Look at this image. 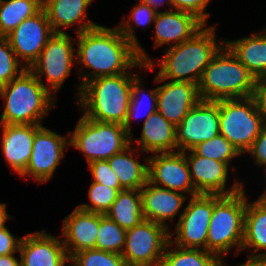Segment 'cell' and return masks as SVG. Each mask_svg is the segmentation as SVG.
I'll list each match as a JSON object with an SVG mask.
<instances>
[{
    "mask_svg": "<svg viewBox=\"0 0 266 266\" xmlns=\"http://www.w3.org/2000/svg\"><path fill=\"white\" fill-rule=\"evenodd\" d=\"M76 62L83 67L92 69L80 71L81 82L77 88L78 98L82 86L95 78L133 73V67L146 69L147 65L140 62L137 47L130 43L119 31L98 25L77 35ZM143 67V68H142Z\"/></svg>",
    "mask_w": 266,
    "mask_h": 266,
    "instance_id": "obj_1",
    "label": "cell"
},
{
    "mask_svg": "<svg viewBox=\"0 0 266 266\" xmlns=\"http://www.w3.org/2000/svg\"><path fill=\"white\" fill-rule=\"evenodd\" d=\"M215 28V26H204L191 39L168 47L163 59L157 63L160 65L157 75L162 80L199 85L205 68L224 45L223 40L221 45L217 43Z\"/></svg>",
    "mask_w": 266,
    "mask_h": 266,
    "instance_id": "obj_2",
    "label": "cell"
},
{
    "mask_svg": "<svg viewBox=\"0 0 266 266\" xmlns=\"http://www.w3.org/2000/svg\"><path fill=\"white\" fill-rule=\"evenodd\" d=\"M140 74L123 73L98 77L82 86L77 98L83 116L99 121L124 125L130 99L133 80ZM83 107V108H82Z\"/></svg>",
    "mask_w": 266,
    "mask_h": 266,
    "instance_id": "obj_3",
    "label": "cell"
},
{
    "mask_svg": "<svg viewBox=\"0 0 266 266\" xmlns=\"http://www.w3.org/2000/svg\"><path fill=\"white\" fill-rule=\"evenodd\" d=\"M44 85L26 69L0 86V97L5 100L0 124L42 125L43 118L55 105L53 94Z\"/></svg>",
    "mask_w": 266,
    "mask_h": 266,
    "instance_id": "obj_4",
    "label": "cell"
},
{
    "mask_svg": "<svg viewBox=\"0 0 266 266\" xmlns=\"http://www.w3.org/2000/svg\"><path fill=\"white\" fill-rule=\"evenodd\" d=\"M257 82L224 44L205 68L198 93L202 100L247 98L255 95Z\"/></svg>",
    "mask_w": 266,
    "mask_h": 266,
    "instance_id": "obj_5",
    "label": "cell"
},
{
    "mask_svg": "<svg viewBox=\"0 0 266 266\" xmlns=\"http://www.w3.org/2000/svg\"><path fill=\"white\" fill-rule=\"evenodd\" d=\"M246 192L221 196L213 194V213L207 236V251L219 259L236 247L241 251L244 235Z\"/></svg>",
    "mask_w": 266,
    "mask_h": 266,
    "instance_id": "obj_6",
    "label": "cell"
},
{
    "mask_svg": "<svg viewBox=\"0 0 266 266\" xmlns=\"http://www.w3.org/2000/svg\"><path fill=\"white\" fill-rule=\"evenodd\" d=\"M266 126L254 96L219 100V132L242 155Z\"/></svg>",
    "mask_w": 266,
    "mask_h": 266,
    "instance_id": "obj_7",
    "label": "cell"
},
{
    "mask_svg": "<svg viewBox=\"0 0 266 266\" xmlns=\"http://www.w3.org/2000/svg\"><path fill=\"white\" fill-rule=\"evenodd\" d=\"M68 135L70 145L85 155L88 164L108 160L131 144V135L122 124L99 122L84 116Z\"/></svg>",
    "mask_w": 266,
    "mask_h": 266,
    "instance_id": "obj_8",
    "label": "cell"
},
{
    "mask_svg": "<svg viewBox=\"0 0 266 266\" xmlns=\"http://www.w3.org/2000/svg\"><path fill=\"white\" fill-rule=\"evenodd\" d=\"M72 37L67 33H54L29 70L43 83L42 76L50 85H44L50 93H57L72 71L76 60ZM52 91V92H51Z\"/></svg>",
    "mask_w": 266,
    "mask_h": 266,
    "instance_id": "obj_9",
    "label": "cell"
},
{
    "mask_svg": "<svg viewBox=\"0 0 266 266\" xmlns=\"http://www.w3.org/2000/svg\"><path fill=\"white\" fill-rule=\"evenodd\" d=\"M213 213V194L191 196L187 206L175 226L173 245L181 248L203 249L207 251V236Z\"/></svg>",
    "mask_w": 266,
    "mask_h": 266,
    "instance_id": "obj_10",
    "label": "cell"
},
{
    "mask_svg": "<svg viewBox=\"0 0 266 266\" xmlns=\"http://www.w3.org/2000/svg\"><path fill=\"white\" fill-rule=\"evenodd\" d=\"M170 232L163 225L143 220L126 231L125 247L121 253L125 262L159 266Z\"/></svg>",
    "mask_w": 266,
    "mask_h": 266,
    "instance_id": "obj_11",
    "label": "cell"
},
{
    "mask_svg": "<svg viewBox=\"0 0 266 266\" xmlns=\"http://www.w3.org/2000/svg\"><path fill=\"white\" fill-rule=\"evenodd\" d=\"M219 132V100H200L176 126L177 150L186 152Z\"/></svg>",
    "mask_w": 266,
    "mask_h": 266,
    "instance_id": "obj_12",
    "label": "cell"
},
{
    "mask_svg": "<svg viewBox=\"0 0 266 266\" xmlns=\"http://www.w3.org/2000/svg\"><path fill=\"white\" fill-rule=\"evenodd\" d=\"M145 162L148 164V181L151 184L172 191H182L183 194L189 193L190 197L198 194L183 151L155 153Z\"/></svg>",
    "mask_w": 266,
    "mask_h": 266,
    "instance_id": "obj_13",
    "label": "cell"
},
{
    "mask_svg": "<svg viewBox=\"0 0 266 266\" xmlns=\"http://www.w3.org/2000/svg\"><path fill=\"white\" fill-rule=\"evenodd\" d=\"M68 139L42 125L35 133L29 163L21 176H32L38 183L49 181L70 145Z\"/></svg>",
    "mask_w": 266,
    "mask_h": 266,
    "instance_id": "obj_14",
    "label": "cell"
},
{
    "mask_svg": "<svg viewBox=\"0 0 266 266\" xmlns=\"http://www.w3.org/2000/svg\"><path fill=\"white\" fill-rule=\"evenodd\" d=\"M54 34L43 9L33 17L25 19L7 36L16 57L23 60L26 69L37 60L50 37Z\"/></svg>",
    "mask_w": 266,
    "mask_h": 266,
    "instance_id": "obj_15",
    "label": "cell"
},
{
    "mask_svg": "<svg viewBox=\"0 0 266 266\" xmlns=\"http://www.w3.org/2000/svg\"><path fill=\"white\" fill-rule=\"evenodd\" d=\"M184 154L186 155L193 185L198 194L228 196L245 189L242 182L238 180L230 189H226L228 164L198 156L193 150H189V155L187 151Z\"/></svg>",
    "mask_w": 266,
    "mask_h": 266,
    "instance_id": "obj_16",
    "label": "cell"
},
{
    "mask_svg": "<svg viewBox=\"0 0 266 266\" xmlns=\"http://www.w3.org/2000/svg\"><path fill=\"white\" fill-rule=\"evenodd\" d=\"M157 87V111L175 126L181 123L201 99L198 93V85L189 82L162 80L158 75L155 82L161 83Z\"/></svg>",
    "mask_w": 266,
    "mask_h": 266,
    "instance_id": "obj_17",
    "label": "cell"
},
{
    "mask_svg": "<svg viewBox=\"0 0 266 266\" xmlns=\"http://www.w3.org/2000/svg\"><path fill=\"white\" fill-rule=\"evenodd\" d=\"M18 252L21 266H66L70 261L62 239L45 230L22 237Z\"/></svg>",
    "mask_w": 266,
    "mask_h": 266,
    "instance_id": "obj_18",
    "label": "cell"
},
{
    "mask_svg": "<svg viewBox=\"0 0 266 266\" xmlns=\"http://www.w3.org/2000/svg\"><path fill=\"white\" fill-rule=\"evenodd\" d=\"M100 213L83 210L78 206L63 220V245L70 258L78 252L96 248Z\"/></svg>",
    "mask_w": 266,
    "mask_h": 266,
    "instance_id": "obj_19",
    "label": "cell"
},
{
    "mask_svg": "<svg viewBox=\"0 0 266 266\" xmlns=\"http://www.w3.org/2000/svg\"><path fill=\"white\" fill-rule=\"evenodd\" d=\"M155 24V46H163L170 43L169 47L191 39L198 31L206 26L195 15L169 9L158 11L154 20ZM172 42V43H171Z\"/></svg>",
    "mask_w": 266,
    "mask_h": 266,
    "instance_id": "obj_20",
    "label": "cell"
},
{
    "mask_svg": "<svg viewBox=\"0 0 266 266\" xmlns=\"http://www.w3.org/2000/svg\"><path fill=\"white\" fill-rule=\"evenodd\" d=\"M41 126L32 124H0L3 156L14 173H18L20 176L27 168L35 133Z\"/></svg>",
    "mask_w": 266,
    "mask_h": 266,
    "instance_id": "obj_21",
    "label": "cell"
},
{
    "mask_svg": "<svg viewBox=\"0 0 266 266\" xmlns=\"http://www.w3.org/2000/svg\"><path fill=\"white\" fill-rule=\"evenodd\" d=\"M140 192L144 220L156 222L169 230L166 220H174L186 200V195L153 185L149 181Z\"/></svg>",
    "mask_w": 266,
    "mask_h": 266,
    "instance_id": "obj_22",
    "label": "cell"
},
{
    "mask_svg": "<svg viewBox=\"0 0 266 266\" xmlns=\"http://www.w3.org/2000/svg\"><path fill=\"white\" fill-rule=\"evenodd\" d=\"M93 0H42L45 11L54 33H64L59 28L78 25L77 34L92 29L99 24L83 21L87 17V7Z\"/></svg>",
    "mask_w": 266,
    "mask_h": 266,
    "instance_id": "obj_23",
    "label": "cell"
},
{
    "mask_svg": "<svg viewBox=\"0 0 266 266\" xmlns=\"http://www.w3.org/2000/svg\"><path fill=\"white\" fill-rule=\"evenodd\" d=\"M135 142L138 143L142 152L153 154L175 152L176 126L155 111L144 120L140 139L135 141L131 136V144Z\"/></svg>",
    "mask_w": 266,
    "mask_h": 266,
    "instance_id": "obj_24",
    "label": "cell"
},
{
    "mask_svg": "<svg viewBox=\"0 0 266 266\" xmlns=\"http://www.w3.org/2000/svg\"><path fill=\"white\" fill-rule=\"evenodd\" d=\"M264 30L241 39L224 40V44L257 81L266 80V28Z\"/></svg>",
    "mask_w": 266,
    "mask_h": 266,
    "instance_id": "obj_25",
    "label": "cell"
},
{
    "mask_svg": "<svg viewBox=\"0 0 266 266\" xmlns=\"http://www.w3.org/2000/svg\"><path fill=\"white\" fill-rule=\"evenodd\" d=\"M246 195V211L244 217V235L241 251L253 248L251 257L266 258V206L258 199L255 202H248Z\"/></svg>",
    "mask_w": 266,
    "mask_h": 266,
    "instance_id": "obj_26",
    "label": "cell"
},
{
    "mask_svg": "<svg viewBox=\"0 0 266 266\" xmlns=\"http://www.w3.org/2000/svg\"><path fill=\"white\" fill-rule=\"evenodd\" d=\"M131 145L109 158L108 163L124 189L141 190L148 181V164L133 158L137 149Z\"/></svg>",
    "mask_w": 266,
    "mask_h": 266,
    "instance_id": "obj_27",
    "label": "cell"
},
{
    "mask_svg": "<svg viewBox=\"0 0 266 266\" xmlns=\"http://www.w3.org/2000/svg\"><path fill=\"white\" fill-rule=\"evenodd\" d=\"M105 215L128 230L139 225L143 220L142 198L140 190L123 189Z\"/></svg>",
    "mask_w": 266,
    "mask_h": 266,
    "instance_id": "obj_28",
    "label": "cell"
},
{
    "mask_svg": "<svg viewBox=\"0 0 266 266\" xmlns=\"http://www.w3.org/2000/svg\"><path fill=\"white\" fill-rule=\"evenodd\" d=\"M131 16H129L127 21H122L118 24V29L122 35L135 47H137V55L143 64H146V69L154 70L155 62L149 55L145 52L142 46L139 44L137 37L135 35L134 26H151L152 21L154 22L157 12L149 5L143 1H139L136 6L131 10ZM133 20L135 25L133 26L130 22Z\"/></svg>",
    "mask_w": 266,
    "mask_h": 266,
    "instance_id": "obj_29",
    "label": "cell"
},
{
    "mask_svg": "<svg viewBox=\"0 0 266 266\" xmlns=\"http://www.w3.org/2000/svg\"><path fill=\"white\" fill-rule=\"evenodd\" d=\"M42 9V0H0V37Z\"/></svg>",
    "mask_w": 266,
    "mask_h": 266,
    "instance_id": "obj_30",
    "label": "cell"
},
{
    "mask_svg": "<svg viewBox=\"0 0 266 266\" xmlns=\"http://www.w3.org/2000/svg\"><path fill=\"white\" fill-rule=\"evenodd\" d=\"M168 241L159 266H217L219 258L203 249L181 248ZM171 249V250H170Z\"/></svg>",
    "mask_w": 266,
    "mask_h": 266,
    "instance_id": "obj_31",
    "label": "cell"
},
{
    "mask_svg": "<svg viewBox=\"0 0 266 266\" xmlns=\"http://www.w3.org/2000/svg\"><path fill=\"white\" fill-rule=\"evenodd\" d=\"M141 76H137L133 82H132V87H131V99H130V104H129V109H128V114L126 121L124 123L125 130L131 135H132V130H131V120L134 118H139V117H145V120L155 111H157V88L152 89L148 94H145L143 90H141V85L142 84V79L140 78ZM144 97L147 98V100H144ZM146 102V103H145ZM148 102V103H147ZM146 105L144 108L147 110L146 112H141L142 108ZM143 108V110H145ZM140 112V113H139ZM143 113V116L142 114Z\"/></svg>",
    "mask_w": 266,
    "mask_h": 266,
    "instance_id": "obj_32",
    "label": "cell"
},
{
    "mask_svg": "<svg viewBox=\"0 0 266 266\" xmlns=\"http://www.w3.org/2000/svg\"><path fill=\"white\" fill-rule=\"evenodd\" d=\"M126 231L115 221L100 213L96 249L121 254L125 247Z\"/></svg>",
    "mask_w": 266,
    "mask_h": 266,
    "instance_id": "obj_33",
    "label": "cell"
},
{
    "mask_svg": "<svg viewBox=\"0 0 266 266\" xmlns=\"http://www.w3.org/2000/svg\"><path fill=\"white\" fill-rule=\"evenodd\" d=\"M192 150L198 156L220 161L228 165L231 159L241 155L228 139L221 134L198 144Z\"/></svg>",
    "mask_w": 266,
    "mask_h": 266,
    "instance_id": "obj_34",
    "label": "cell"
},
{
    "mask_svg": "<svg viewBox=\"0 0 266 266\" xmlns=\"http://www.w3.org/2000/svg\"><path fill=\"white\" fill-rule=\"evenodd\" d=\"M69 266H123L125 260L121 254L92 248L73 254Z\"/></svg>",
    "mask_w": 266,
    "mask_h": 266,
    "instance_id": "obj_35",
    "label": "cell"
},
{
    "mask_svg": "<svg viewBox=\"0 0 266 266\" xmlns=\"http://www.w3.org/2000/svg\"><path fill=\"white\" fill-rule=\"evenodd\" d=\"M119 191L114 188H110L106 185L92 182L88 191V197L91 202L89 204L78 205L79 208L94 212L104 214L110 209L111 205L117 199Z\"/></svg>",
    "mask_w": 266,
    "mask_h": 266,
    "instance_id": "obj_36",
    "label": "cell"
},
{
    "mask_svg": "<svg viewBox=\"0 0 266 266\" xmlns=\"http://www.w3.org/2000/svg\"><path fill=\"white\" fill-rule=\"evenodd\" d=\"M24 70L26 67L16 57L7 38L0 37V86L9 83Z\"/></svg>",
    "mask_w": 266,
    "mask_h": 266,
    "instance_id": "obj_37",
    "label": "cell"
},
{
    "mask_svg": "<svg viewBox=\"0 0 266 266\" xmlns=\"http://www.w3.org/2000/svg\"><path fill=\"white\" fill-rule=\"evenodd\" d=\"M93 182L106 185L110 188L117 189L118 191L123 190L124 188L120 185V182L111 169L108 160H97L88 164Z\"/></svg>",
    "mask_w": 266,
    "mask_h": 266,
    "instance_id": "obj_38",
    "label": "cell"
},
{
    "mask_svg": "<svg viewBox=\"0 0 266 266\" xmlns=\"http://www.w3.org/2000/svg\"><path fill=\"white\" fill-rule=\"evenodd\" d=\"M211 0H171L172 9L191 13L207 23L209 13L204 12Z\"/></svg>",
    "mask_w": 266,
    "mask_h": 266,
    "instance_id": "obj_39",
    "label": "cell"
},
{
    "mask_svg": "<svg viewBox=\"0 0 266 266\" xmlns=\"http://www.w3.org/2000/svg\"><path fill=\"white\" fill-rule=\"evenodd\" d=\"M22 237H15L6 226L0 228V256L14 255L19 251Z\"/></svg>",
    "mask_w": 266,
    "mask_h": 266,
    "instance_id": "obj_40",
    "label": "cell"
},
{
    "mask_svg": "<svg viewBox=\"0 0 266 266\" xmlns=\"http://www.w3.org/2000/svg\"><path fill=\"white\" fill-rule=\"evenodd\" d=\"M246 153H249L250 156L254 158L255 164H257V166H265L266 168V126L253 141L252 146Z\"/></svg>",
    "mask_w": 266,
    "mask_h": 266,
    "instance_id": "obj_41",
    "label": "cell"
},
{
    "mask_svg": "<svg viewBox=\"0 0 266 266\" xmlns=\"http://www.w3.org/2000/svg\"><path fill=\"white\" fill-rule=\"evenodd\" d=\"M254 97L257 100L259 110L266 123V80H260L257 82Z\"/></svg>",
    "mask_w": 266,
    "mask_h": 266,
    "instance_id": "obj_42",
    "label": "cell"
},
{
    "mask_svg": "<svg viewBox=\"0 0 266 266\" xmlns=\"http://www.w3.org/2000/svg\"><path fill=\"white\" fill-rule=\"evenodd\" d=\"M223 257L219 259L217 266H225ZM238 266H266V258L249 256L246 261Z\"/></svg>",
    "mask_w": 266,
    "mask_h": 266,
    "instance_id": "obj_43",
    "label": "cell"
},
{
    "mask_svg": "<svg viewBox=\"0 0 266 266\" xmlns=\"http://www.w3.org/2000/svg\"><path fill=\"white\" fill-rule=\"evenodd\" d=\"M0 266H21V262L14 255H5L0 256Z\"/></svg>",
    "mask_w": 266,
    "mask_h": 266,
    "instance_id": "obj_44",
    "label": "cell"
},
{
    "mask_svg": "<svg viewBox=\"0 0 266 266\" xmlns=\"http://www.w3.org/2000/svg\"><path fill=\"white\" fill-rule=\"evenodd\" d=\"M141 1H143L146 4H149L156 12H158L157 10L161 5H164V3L169 4V6L171 7L170 9H172L171 0H141Z\"/></svg>",
    "mask_w": 266,
    "mask_h": 266,
    "instance_id": "obj_45",
    "label": "cell"
},
{
    "mask_svg": "<svg viewBox=\"0 0 266 266\" xmlns=\"http://www.w3.org/2000/svg\"><path fill=\"white\" fill-rule=\"evenodd\" d=\"M9 218H12V216H10L7 213L6 204L5 203H0V228H2L3 226H5V222Z\"/></svg>",
    "mask_w": 266,
    "mask_h": 266,
    "instance_id": "obj_46",
    "label": "cell"
},
{
    "mask_svg": "<svg viewBox=\"0 0 266 266\" xmlns=\"http://www.w3.org/2000/svg\"><path fill=\"white\" fill-rule=\"evenodd\" d=\"M265 178H266V171H265ZM258 200L266 206V190L261 196L258 198Z\"/></svg>",
    "mask_w": 266,
    "mask_h": 266,
    "instance_id": "obj_47",
    "label": "cell"
},
{
    "mask_svg": "<svg viewBox=\"0 0 266 266\" xmlns=\"http://www.w3.org/2000/svg\"><path fill=\"white\" fill-rule=\"evenodd\" d=\"M123 266H147V265L125 262Z\"/></svg>",
    "mask_w": 266,
    "mask_h": 266,
    "instance_id": "obj_48",
    "label": "cell"
}]
</instances>
